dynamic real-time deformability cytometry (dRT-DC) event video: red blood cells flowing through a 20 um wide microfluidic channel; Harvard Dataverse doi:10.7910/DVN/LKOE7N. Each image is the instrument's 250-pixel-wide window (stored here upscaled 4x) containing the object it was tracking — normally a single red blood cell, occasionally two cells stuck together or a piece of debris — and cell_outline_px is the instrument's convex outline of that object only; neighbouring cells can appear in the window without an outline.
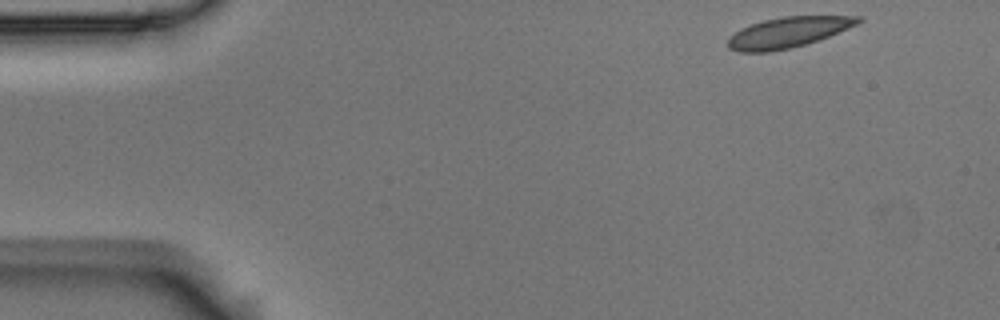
{"species": "Egyptian fruit bat (a non-hibernating species)", "species_latin": "Rousettus aegyptiacus", "temperature_condition": "room temperature", "stored_images_in_passage": 4, "camera_frame_rate_fps": 3000, "um_per_image_px": 0.085, "animal": {"sex": "male"}, "frame": {"image": 1, "passage_image": 1, "time_ms": 0.0, "image_size_px": [1000, 320], "cell_outline_px": [[864, 20], [856, 24], [828, 36], [804, 44], [788, 48], [768, 52], [740, 52], [728, 48], [728, 36], [740, 28], [764, 20], [784, 16], [864, 16]], "centroid_in_image_um": [66.94, 2.74], "position_along_channel_um": 18.1, "area_um2": 22.89}}
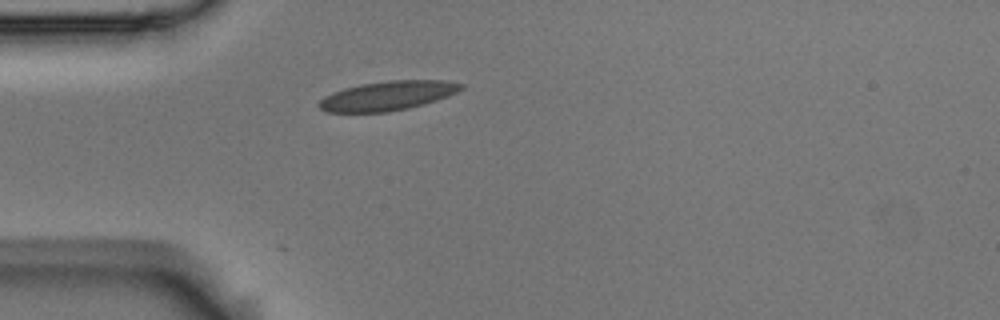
{"frame": {"image": 2, "passage_image": 4, "time_ms": 1.0, "image_size_px": [1000, 320], "cell_outline_px": [[464, 88], [448, 96], [424, 104], [408, 108], [388, 112], [328, 112], [320, 108], [316, 104], [324, 96], [332, 92], [344, 88], [360, 84], [388, 80], [444, 80], [464, 84]], "centroid_in_image_um": [32.94, 8.13], "position_along_channel_um": 52.1, "area_um2": 24.33}}